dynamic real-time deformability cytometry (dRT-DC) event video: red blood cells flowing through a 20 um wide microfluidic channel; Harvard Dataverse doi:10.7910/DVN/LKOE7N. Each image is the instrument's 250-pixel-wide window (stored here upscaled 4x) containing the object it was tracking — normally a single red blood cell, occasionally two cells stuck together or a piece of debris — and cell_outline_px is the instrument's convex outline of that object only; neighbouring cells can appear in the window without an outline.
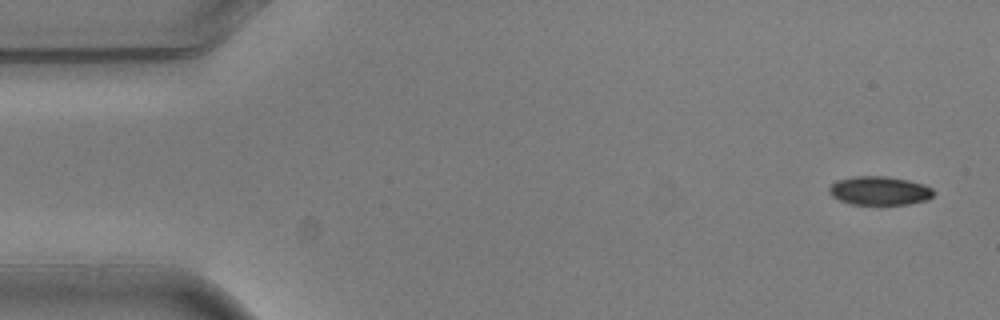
{"species": "common noctule bat (a hibernating species)", "species_latin": "Nyctalus noctula", "temperature_condition": "warm", "stored_images_in_passage": 5, "camera_frame_rate_fps": 3000, "um_per_image_px": 0.085, "animal": {"sex": "male", "body_mass_g": 20.5, "forearm_length_mm": 52.5}, "frame": {"image": 1, "passage_image": 1, "time_ms": 0.0, "image_size_px": [1000, 320], "cell_outline_px": [[936, 192], [928, 200], [908, 204], [848, 204], [832, 196], [828, 192], [828, 188], [836, 180], [852, 176], [884, 176], [908, 180], [924, 184], [932, 188]], "centroid_in_image_um": [74.76, 16.2], "position_along_channel_um": 10.2, "area_um2": 17.63}}
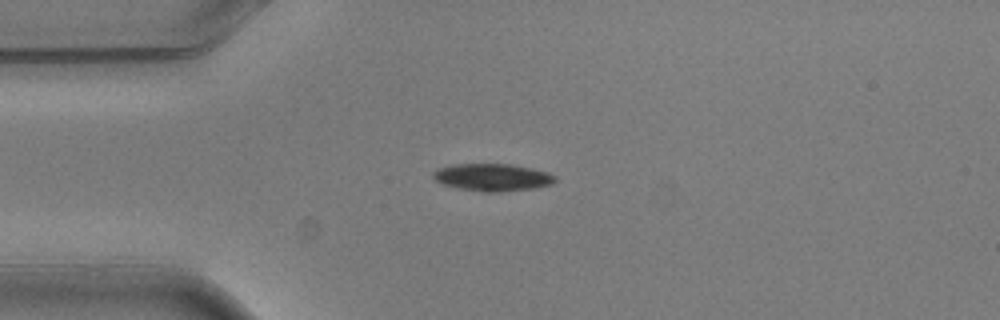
{"frame": {"image": 2, "passage_image": 4, "time_ms": 1.0, "image_size_px": [1000, 320], "cell_outline_px": [[556, 180], [552, 184], [532, 188], [500, 192], [484, 192], [456, 188], [444, 184], [436, 180], [432, 176], [432, 172], [440, 168], [452, 164], [512, 164], [548, 172], [556, 176]], "centroid_in_image_um": [41.86, 15.07], "position_along_channel_um": 43.1, "area_um2": 19.42}}